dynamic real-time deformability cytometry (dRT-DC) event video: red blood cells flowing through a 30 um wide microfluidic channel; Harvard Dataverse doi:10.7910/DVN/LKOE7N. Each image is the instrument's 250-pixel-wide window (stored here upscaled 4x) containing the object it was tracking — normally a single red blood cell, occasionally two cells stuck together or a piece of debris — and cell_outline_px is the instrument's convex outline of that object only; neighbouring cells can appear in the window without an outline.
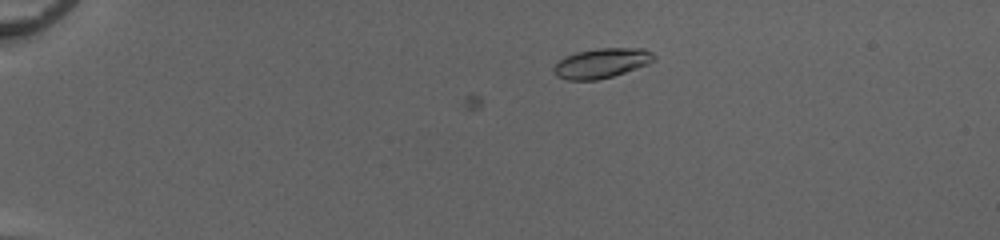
{"species": "common noctule bat (a hibernating species)", "species_latin": "Nyctalus noctula", "temperature_condition": "cold", "stored_images_in_passage": 11, "camera_frame_rate_fps": 3000, "um_per_image_px": 0.085, "animal": {"sex": "female", "body_mass_g": 20.0, "forearm_length_mm": 54.0}, "frame": {"image": 1, "passage_image": 11, "time_ms": 3.333, "image_size_px": [1000, 240], "cell_outline_px": [[656, 60], [648, 64], [612, 76], [596, 80], [568, 80], [556, 76], [552, 72], [552, 68], [564, 56], [576, 52], [596, 48], [644, 48], [652, 52], [656, 56]], "centroid_in_image_um": [51.13, 5.36], "position_along_channel_um": 33.9, "area_um2": 17.51}}